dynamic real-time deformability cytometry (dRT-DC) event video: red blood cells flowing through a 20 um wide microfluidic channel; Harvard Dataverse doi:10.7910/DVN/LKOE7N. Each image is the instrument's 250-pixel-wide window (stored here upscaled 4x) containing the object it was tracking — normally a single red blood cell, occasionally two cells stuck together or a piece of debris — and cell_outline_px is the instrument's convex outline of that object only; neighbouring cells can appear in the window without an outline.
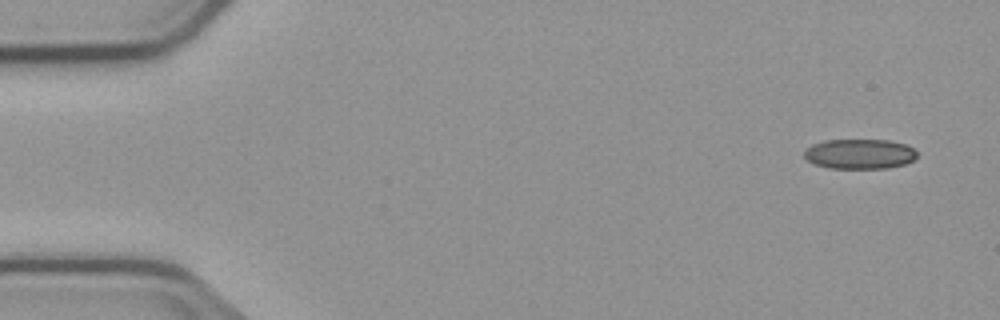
{"species": "common noctule bat (a hibernating species)", "species_latin": "Nyctalus noctula", "temperature_condition": "cold", "stored_images_in_passage": 5, "camera_frame_rate_fps": 3000, "um_per_image_px": 0.085, "animal": {"sex": "male", "body_mass_g": 23.1, "forearm_length_mm": 52.7}, "frame": {"image": 1, "passage_image": 1, "time_ms": 0.0, "image_size_px": [1000, 320], "cell_outline_px": [[916, 156], [912, 160], [904, 164], [888, 168], [828, 168], [816, 164], [808, 160], [804, 156], [804, 152], [812, 144], [824, 140], [888, 140], [904, 144], [912, 148], [916, 152]], "centroid_in_image_um": [73.05, 13.08], "position_along_channel_um": 11.9, "area_um2": 19.48}}
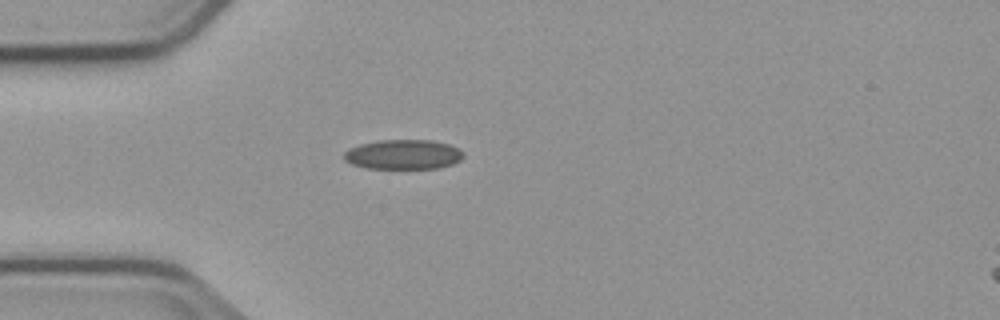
{"frame": {"image": 2, "passage_image": 4, "time_ms": 4.0, "image_size_px": [1000, 320], "cell_outline_px": [[464, 156], [460, 160], [452, 164], [440, 168], [364, 168], [352, 164], [344, 160], [344, 152], [348, 148], [360, 144], [376, 140], [432, 140], [448, 144], [460, 148], [464, 152]], "centroid_in_image_um": [34.28, 13.12], "position_along_channel_um": 50.7, "area_um2": 20.87}}